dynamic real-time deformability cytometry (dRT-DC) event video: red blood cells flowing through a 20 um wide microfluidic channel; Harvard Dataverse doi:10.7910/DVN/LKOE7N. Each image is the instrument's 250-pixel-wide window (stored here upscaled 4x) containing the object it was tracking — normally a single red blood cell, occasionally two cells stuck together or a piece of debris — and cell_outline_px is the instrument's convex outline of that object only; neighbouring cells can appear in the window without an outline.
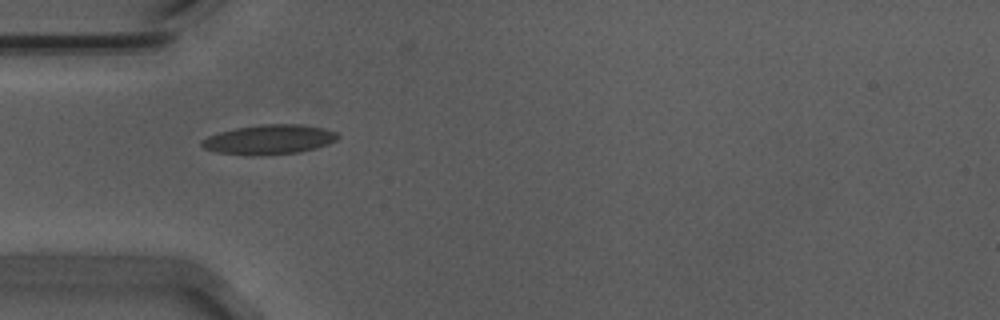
{"species": "Egyptian fruit bat (a non-hibernating species)", "species_latin": "Rousettus aegyptiacus", "temperature_condition": "warm", "stored_images_in_passage": 30, "camera_frame_rate_fps": 3000, "um_per_image_px": 0.085, "animal": {"sex": "male"}, "frame": {"image": 1, "passage_image": 1, "time_ms": 0.0, "image_size_px": [1000, 320], "cell_outline_px": [[340, 136], [336, 140], [328, 144], [300, 152], [256, 156], [248, 156], [216, 152], [204, 148], [200, 144], [200, 140], [208, 136], [220, 132], [236, 128], [260, 124], [300, 124], [324, 128], [336, 132]], "centroid_in_image_um": [22.86, 11.86], "position_along_channel_um": 62.1, "area_um2": 23.64}}
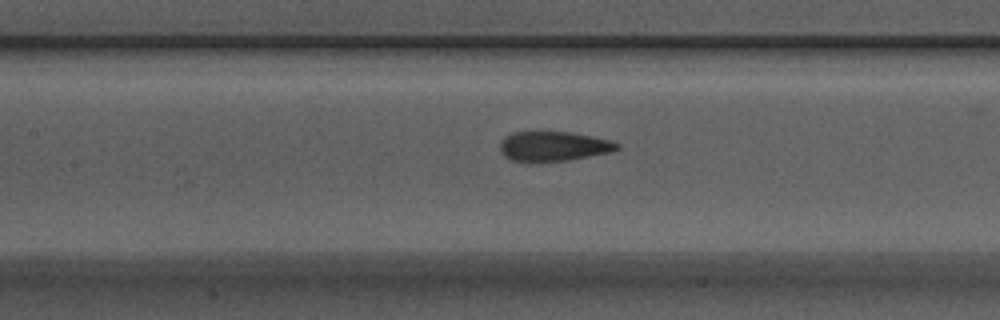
{"frame": {"image": 2, "passage_image": 9, "time_ms": 2.667, "image_size_px": [1000, 320], "cell_outline_px": [[620, 148], [612, 152], [568, 160], [540, 164], [524, 164], [512, 160], [504, 156], [500, 152], [500, 140], [512, 132], [572, 132], [612, 140], [620, 144]], "centroid_in_image_um": [47.01, 12.47], "position_along_channel_um": 160.4, "area_um2": 21.1}}
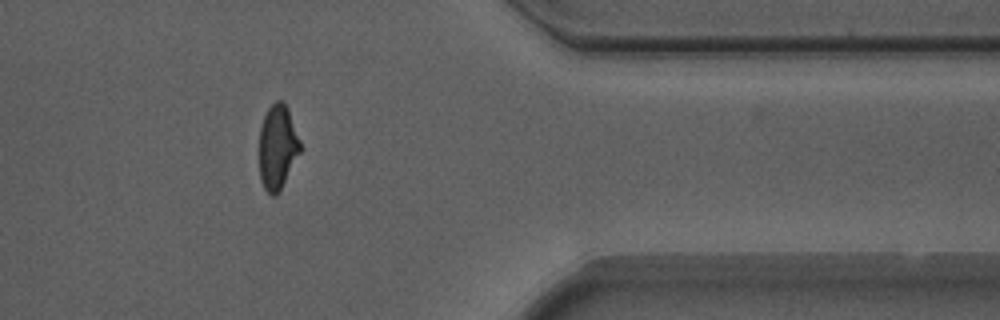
{"frame": {"image": 3, "passage_image": 29, "time_ms": 9.333, "image_size_px": [1000, 320], "cell_outline_px": [[300, 152], [280, 192], [276, 196], [272, 196], [264, 188], [260, 180], [260, 128], [264, 116], [268, 108], [276, 100], [284, 100], [288, 108], [300, 140]], "centroid_in_image_um": [23.59, 12.5], "position_along_channel_um": 387.8, "area_um2": 20.23}}